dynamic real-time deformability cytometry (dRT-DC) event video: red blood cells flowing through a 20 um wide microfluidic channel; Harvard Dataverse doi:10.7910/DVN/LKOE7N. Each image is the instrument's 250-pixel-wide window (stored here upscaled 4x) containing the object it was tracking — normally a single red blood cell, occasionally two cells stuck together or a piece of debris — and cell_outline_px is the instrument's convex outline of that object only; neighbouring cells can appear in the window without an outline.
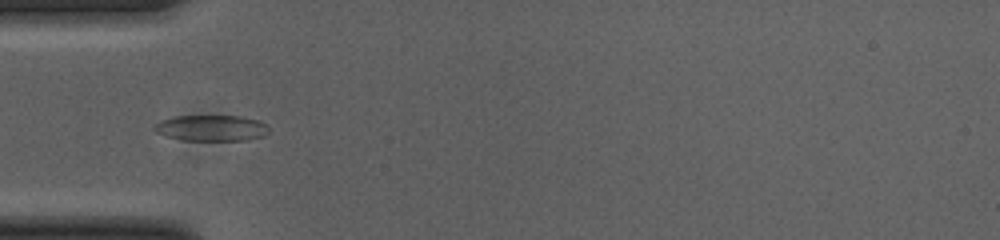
{"species": "common noctule bat (a hibernating species)", "species_latin": "Nyctalus noctula", "temperature_condition": "cold", "stored_images_in_passage": 52, "camera_frame_rate_fps": 3000, "um_per_image_px": 0.085, "animal": {"sex": "female", "body_mass_g": 23.0, "forearm_length_mm": 53.4}, "frame": {"image": 1, "passage_image": 16, "time_ms": 5.0, "image_size_px": [1000, 240], "cell_outline_px": [[268, 132], [264, 136], [248, 140], [184, 140], [164, 136], [156, 132], [152, 128], [160, 120], [176, 116], [240, 116], [256, 120], [268, 124]], "centroid_in_image_um": [17.96, 10.88], "position_along_channel_um": 67.0, "area_um2": 17.34}}
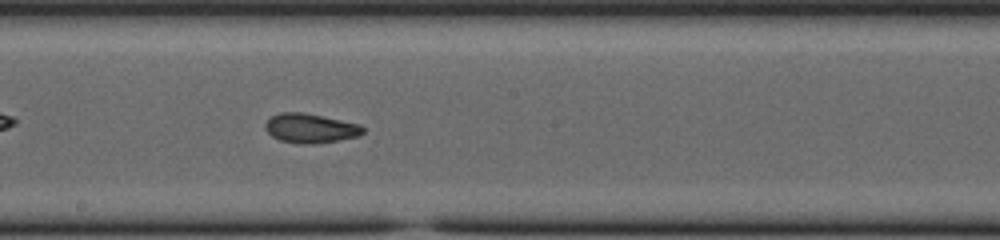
{"frame": {"image": 2, "passage_image": 28, "time_ms": 9.0, "image_size_px": [1000, 240], "cell_outline_px": [[364, 132], [360, 136], [312, 144], [304, 144], [280, 140], [272, 136], [264, 128], [264, 124], [272, 116], [280, 112], [304, 112], [360, 124], [364, 128]], "centroid_in_image_um": [26.38, 10.89], "position_along_channel_um": 221.8, "area_um2": 16.65}}
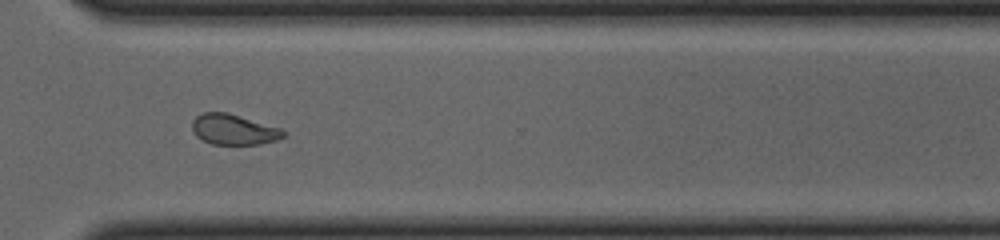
{"frame": {"image": 3, "passage_image": 38, "time_ms": 12.333, "image_size_px": [1000, 240], "cell_outline_px": [[284, 136], [276, 140], [260, 144], [212, 144], [196, 136], [192, 128], [192, 120], [196, 116], [204, 112], [228, 112], [280, 128], [284, 132]], "centroid_in_image_um": [19.83, 11.0], "position_along_channel_um": 350.8, "area_um2": 16.07}, "authors_computed_cell_mechanics": {"area_um2": 16.8487, "velocity_mm_per_s": 3.8561, "shape_relaxation_time_tau1_ms": 5.868, "shape_relaxation_time_tau2_ms": 1.519, "deformation_change_tau1": 0.163, "deformation_change_tau2": 0.0712}}